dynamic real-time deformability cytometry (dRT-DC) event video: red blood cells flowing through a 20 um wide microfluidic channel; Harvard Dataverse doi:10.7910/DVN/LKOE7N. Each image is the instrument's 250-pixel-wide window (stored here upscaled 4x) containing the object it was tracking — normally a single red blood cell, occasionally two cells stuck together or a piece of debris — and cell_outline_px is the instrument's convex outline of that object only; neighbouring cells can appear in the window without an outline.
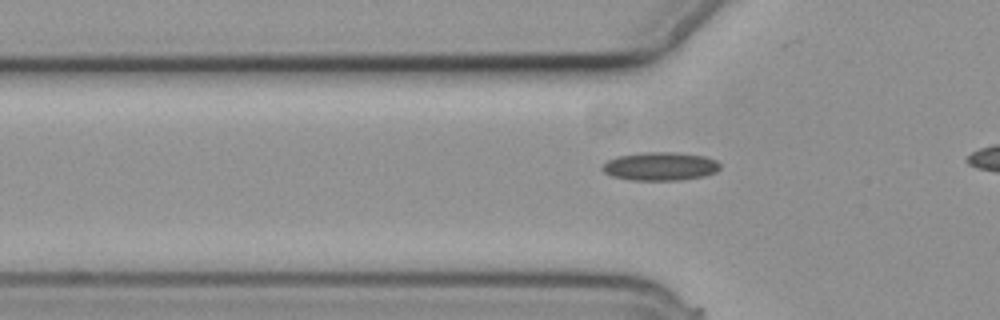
{"species": "common noctule bat (a hibernating species)", "species_latin": "Nyctalus noctula", "temperature_condition": "cold", "stored_images_in_passage": 12, "camera_frame_rate_fps": 3000, "um_per_image_px": 0.085, "animal": {"sex": "female", "body_mass_g": 19.3, "forearm_length_mm": 54.1}, "frame": {"image": 1, "passage_image": 12, "time_ms": 3.667, "image_size_px": [1000, 320], "cell_outline_px": [[720, 168], [716, 172], [704, 176], [680, 180], [632, 180], [612, 176], [604, 172], [600, 168], [608, 160], [616, 156], [648, 152], [676, 152], [704, 156], [716, 160], [720, 164]], "centroid_in_image_um": [56.12, 14.14], "position_along_channel_um": 69.7, "area_um2": 19.48}}